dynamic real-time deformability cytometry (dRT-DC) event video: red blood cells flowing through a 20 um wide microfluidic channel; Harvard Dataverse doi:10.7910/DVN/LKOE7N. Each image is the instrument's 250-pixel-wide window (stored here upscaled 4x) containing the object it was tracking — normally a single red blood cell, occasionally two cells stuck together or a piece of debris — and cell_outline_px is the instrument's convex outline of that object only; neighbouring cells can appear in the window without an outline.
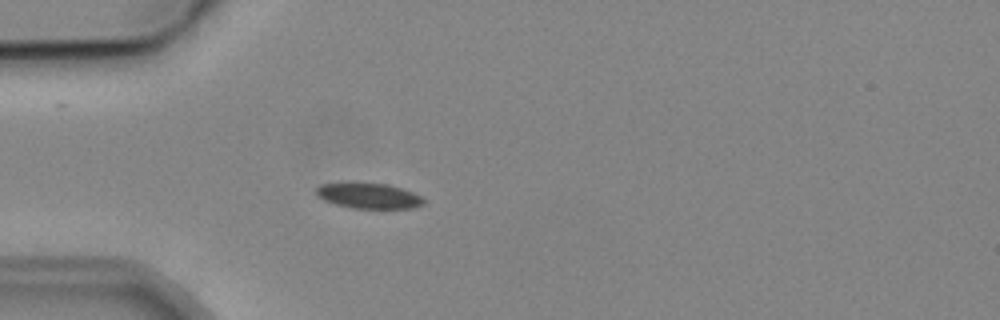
{"species": "common noctule bat (a hibernating species)", "species_latin": "Nyctalus noctula", "temperature_condition": "cold", "stored_images_in_passage": 4, "camera_frame_rate_fps": 3000, "um_per_image_px": 0.085, "animal": {"sex": "male", "body_mass_g": 19.2, "forearm_length_mm": 51.8}, "frame": {"image": 1, "passage_image": 4, "time_ms": 3.333, "image_size_px": [1000, 320], "cell_outline_px": [[424, 204], [412, 208], [352, 208], [336, 204], [324, 200], [316, 196], [316, 188], [320, 184], [388, 184], [412, 192], [420, 196], [424, 200]], "centroid_in_image_um": [31.34, 16.66], "position_along_channel_um": 53.7, "area_um2": 15.49}}